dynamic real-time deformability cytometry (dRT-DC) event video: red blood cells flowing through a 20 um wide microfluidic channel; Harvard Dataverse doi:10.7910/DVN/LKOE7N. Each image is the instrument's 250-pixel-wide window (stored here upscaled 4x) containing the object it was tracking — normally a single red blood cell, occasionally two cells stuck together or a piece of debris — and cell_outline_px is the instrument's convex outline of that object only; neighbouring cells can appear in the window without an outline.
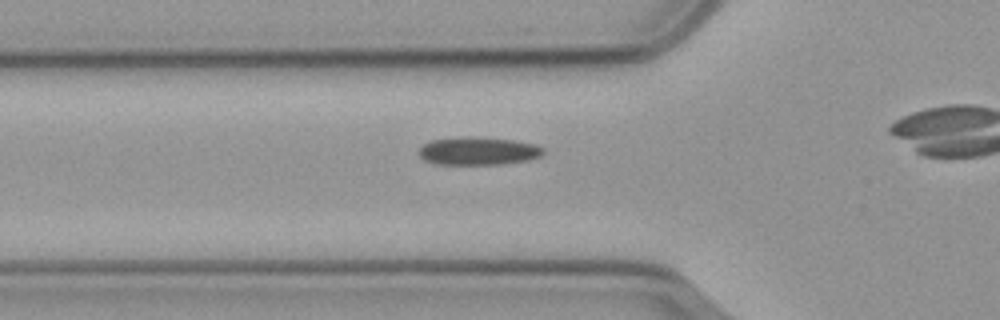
{"species": "common noctule bat (a hibernating species)", "species_latin": "Nyctalus noctula", "temperature_condition": "cold", "stored_images_in_passage": 26, "camera_frame_rate_fps": 3000, "um_per_image_px": 0.085, "animal": {"sex": "male", "body_mass_g": 23.1, "forearm_length_mm": 52.7}, "frame": {"image": 1, "passage_image": 2, "time_ms": 0.333, "image_size_px": [1000, 320], "cell_outline_px": [[544, 152], [540, 156], [528, 160], [504, 164], [436, 164], [424, 160], [420, 156], [420, 148], [424, 144], [432, 140], [468, 136], [472, 136], [512, 140], [536, 144], [544, 148]], "centroid_in_image_um": [40.67, 12.83], "position_along_channel_um": 85.1, "area_um2": 20.23}}
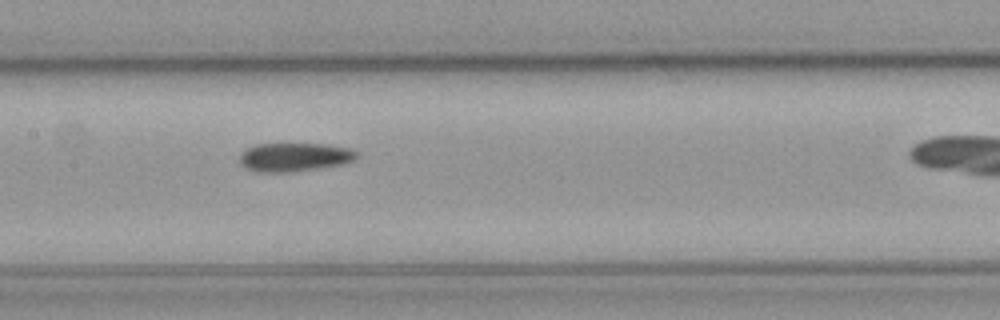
{"frame": {"image": 2, "passage_image": 10, "time_ms": 3.0, "image_size_px": [1000, 320], "cell_outline_px": [[360, 156], [356, 160], [344, 164], [320, 168], [288, 172], [260, 172], [248, 168], [240, 164], [240, 156], [248, 148], [256, 144], [328, 144], [348, 148], [356, 152]], "centroid_in_image_um": [25.09, 13.35], "position_along_channel_um": 182.3, "area_um2": 19.48}}
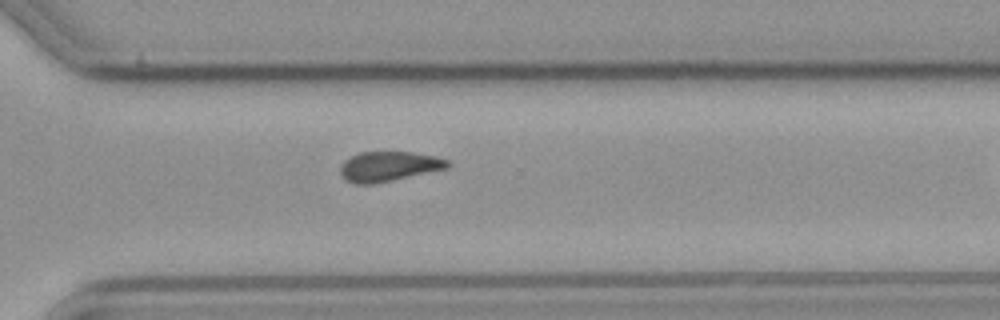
{"frame": {"image": 3, "passage_image": 23, "time_ms": 7.333, "image_size_px": [1000, 320], "cell_outline_px": [[448, 168], [372, 184], [356, 184], [348, 180], [340, 172], [340, 168], [344, 160], [360, 152], [412, 152], [436, 156], [448, 160]], "centroid_in_image_um": [33.05, 14.13], "position_along_channel_um": 337.6, "area_um2": 18.32}}